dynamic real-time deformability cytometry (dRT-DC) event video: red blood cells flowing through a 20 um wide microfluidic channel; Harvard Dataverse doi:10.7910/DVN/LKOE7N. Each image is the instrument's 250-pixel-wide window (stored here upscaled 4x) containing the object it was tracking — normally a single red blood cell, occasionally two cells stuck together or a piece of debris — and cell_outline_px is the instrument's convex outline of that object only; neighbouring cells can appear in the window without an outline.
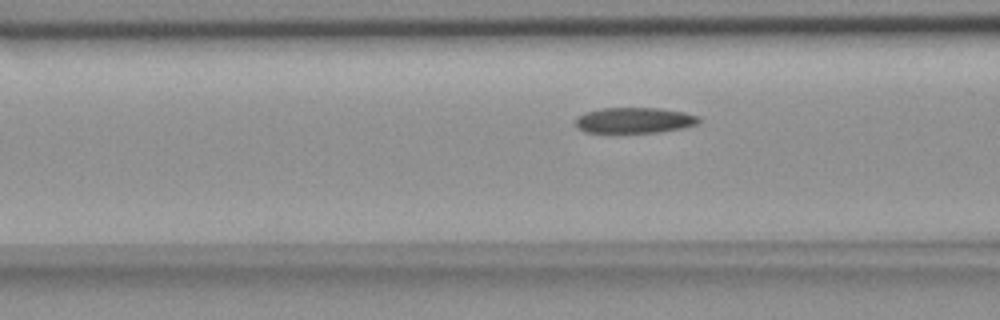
{"species": "common noctule bat (a hibernating species)", "species_latin": "Nyctalus noctula", "temperature_condition": "room temperature", "stored_images_in_passage": 41, "camera_frame_rate_fps": 3000, "um_per_image_px": 0.085, "animal": {"sex": "female", "body_mass_g": 18.4}, "frame": {"image": 1, "passage_image": 8, "time_ms": 2.333, "image_size_px": [1000, 320], "cell_outline_px": [[700, 120], [696, 124], [684, 128], [656, 132], [584, 132], [576, 128], [576, 116], [584, 112], [600, 108], [660, 108], [684, 112], [700, 116]], "centroid_in_image_um": [53.9, 10.21], "position_along_channel_um": 112.7, "area_um2": 18.55}}
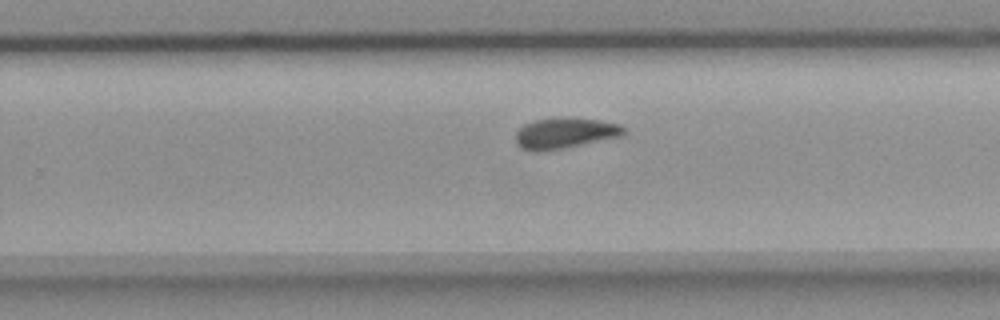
{"frame": {"image": 2, "passage_image": 22, "time_ms": 7.0, "image_size_px": [1000, 320], "cell_outline_px": [[624, 132], [620, 136], [540, 152], [536, 152], [520, 148], [516, 144], [516, 132], [524, 124], [532, 120], [560, 116], [568, 116], [600, 120], [620, 124], [624, 128]], "centroid_in_image_um": [47.95, 11.28], "position_along_channel_um": 281.8, "area_um2": 19.48}}
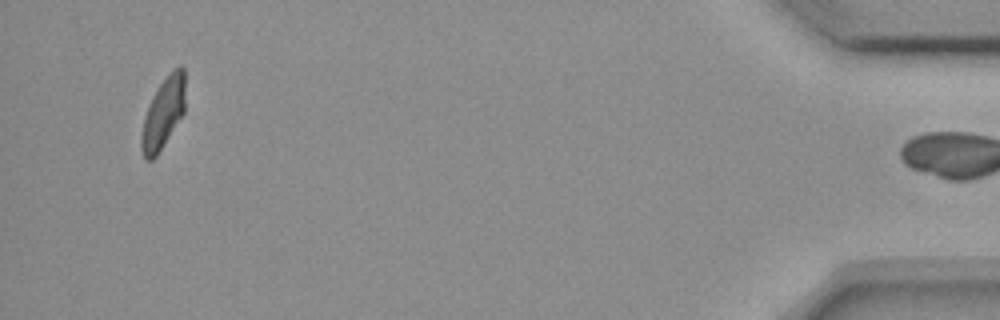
{"frame": {"image": 3, "passage_image": 40, "time_ms": 13.0, "image_size_px": [1000, 320], "cell_outline_px": [[184, 112], [156, 156], [152, 160], [144, 160], [140, 148], [140, 140], [144, 116], [152, 96], [160, 84], [180, 64], [184, 68]], "centroid_in_image_um": [13.84, 9.66], "position_along_channel_um": 421.4, "area_um2": 17.74}, "authors_computed_cell_mechanics": {"area_um2": 19.1318, "velocity_mm_per_s": 3.6374, "shape_relaxation_time_tau1_ms": 7.6807, "shape_relaxation_time_tau2_ms": 3.0613, "deformation_change_tau1": 0.1704, "deformation_change_tau2": 0.086}}